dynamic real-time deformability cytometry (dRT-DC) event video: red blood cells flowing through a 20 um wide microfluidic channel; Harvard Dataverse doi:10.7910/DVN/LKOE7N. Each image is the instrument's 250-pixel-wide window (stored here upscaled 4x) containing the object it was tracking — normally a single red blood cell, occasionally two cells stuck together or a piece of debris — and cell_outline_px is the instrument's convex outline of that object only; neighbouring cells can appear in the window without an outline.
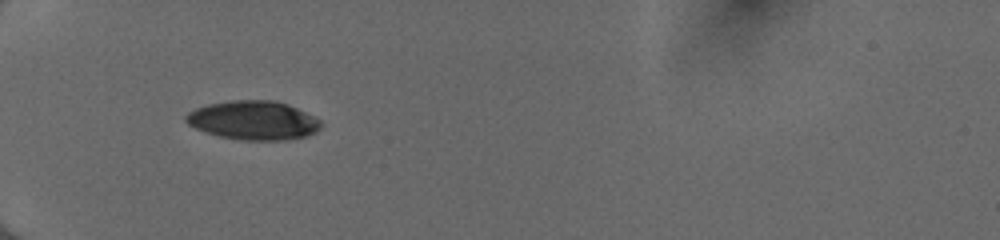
{"species": "human", "species_latin": "Homo sapiens", "temperature_condition": "cold", "stored_images_in_passage": 34, "camera_frame_rate_fps": 3000, "um_per_image_px": 0.085, "donor": {"sex": "female"}, "frame": {"image": 1, "passage_image": 1, "time_ms": 0.0, "image_size_px": [1000, 240], "cell_outline_px": [[320, 128], [316, 132], [308, 136], [284, 140], [244, 140], [220, 136], [196, 128], [188, 124], [184, 120], [184, 116], [188, 112], [196, 108], [208, 104], [232, 100], [276, 100], [288, 104], [320, 120]], "centroid_in_image_um": [21.53, 10.22], "position_along_channel_um": 63.5, "area_um2": 30.46}}
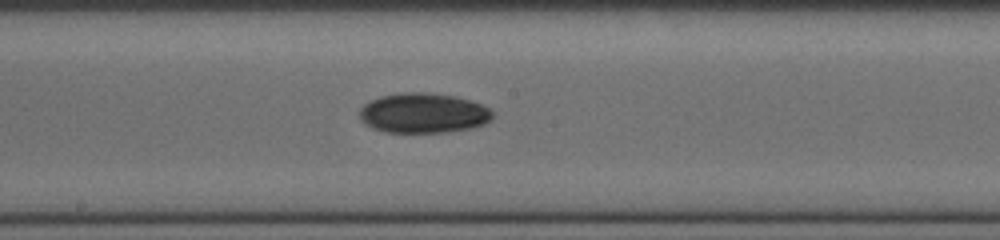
{"frame": {"image": 2, "passage_image": 13, "time_ms": 4.0, "image_size_px": [1000, 240], "cell_outline_px": [[492, 116], [484, 124], [468, 128], [444, 132], [384, 132], [372, 128], [364, 124], [360, 120], [360, 108], [364, 104], [380, 96], [400, 92], [432, 92], [456, 96], [480, 104], [488, 108], [492, 112]], "centroid_in_image_um": [35.93, 9.6], "position_along_channel_um": 212.3, "area_um2": 30.92}}
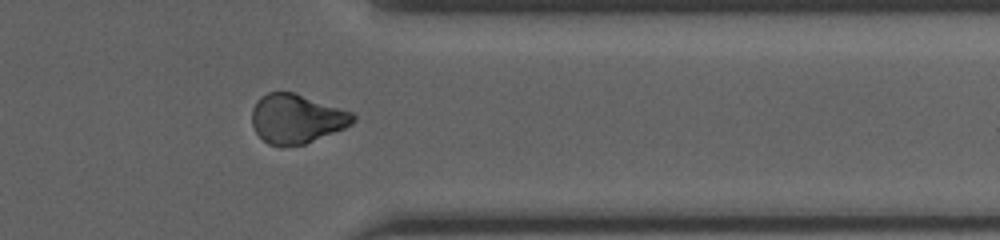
{"frame": {"image": 3, "passage_image": 26, "time_ms": 8.333, "image_size_px": [1000, 240], "cell_outline_px": [[356, 120], [352, 124], [344, 128], [304, 144], [284, 148], [280, 148], [268, 144], [256, 132], [252, 124], [252, 108], [256, 100], [260, 96], [268, 92], [292, 92], [352, 112], [356, 116]], "centroid_in_image_um": [25.17, 10.11], "position_along_channel_um": 386.2, "area_um2": 29.07}, "authors_computed_cell_mechanics": {"area_um2": 30.1138, "velocity_mm_per_s": 4.0649, "shape_relaxation_time_tau1_ms": 2.7488, "shape_relaxation_time_tau2_ms": null, "deformation_change_tau1": 0.0856, "deformation_change_tau2": null}}